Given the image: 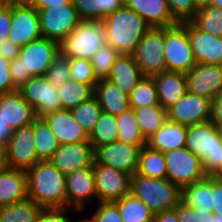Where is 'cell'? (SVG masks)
<instances>
[{"label":"cell","mask_w":222,"mask_h":222,"mask_svg":"<svg viewBox=\"0 0 222 222\" xmlns=\"http://www.w3.org/2000/svg\"><path fill=\"white\" fill-rule=\"evenodd\" d=\"M73 117L89 135L95 127L96 122L102 113V109L95 96L80 103L71 109Z\"/></svg>","instance_id":"cell-41"},{"label":"cell","mask_w":222,"mask_h":222,"mask_svg":"<svg viewBox=\"0 0 222 222\" xmlns=\"http://www.w3.org/2000/svg\"><path fill=\"white\" fill-rule=\"evenodd\" d=\"M142 147L115 141L98 147L94 151V159L99 164L133 175L138 168L139 154Z\"/></svg>","instance_id":"cell-15"},{"label":"cell","mask_w":222,"mask_h":222,"mask_svg":"<svg viewBox=\"0 0 222 222\" xmlns=\"http://www.w3.org/2000/svg\"><path fill=\"white\" fill-rule=\"evenodd\" d=\"M118 141V122L116 116L102 112L95 127L89 134V142L93 150L98 147Z\"/></svg>","instance_id":"cell-36"},{"label":"cell","mask_w":222,"mask_h":222,"mask_svg":"<svg viewBox=\"0 0 222 222\" xmlns=\"http://www.w3.org/2000/svg\"><path fill=\"white\" fill-rule=\"evenodd\" d=\"M133 110L145 140L157 132L168 119L167 110L160 104L143 106Z\"/></svg>","instance_id":"cell-32"},{"label":"cell","mask_w":222,"mask_h":222,"mask_svg":"<svg viewBox=\"0 0 222 222\" xmlns=\"http://www.w3.org/2000/svg\"><path fill=\"white\" fill-rule=\"evenodd\" d=\"M94 96L102 112L110 115L117 116L130 108L128 95L108 79L98 80L94 87Z\"/></svg>","instance_id":"cell-28"},{"label":"cell","mask_w":222,"mask_h":222,"mask_svg":"<svg viewBox=\"0 0 222 222\" xmlns=\"http://www.w3.org/2000/svg\"><path fill=\"white\" fill-rule=\"evenodd\" d=\"M97 202H113L130 194L131 176L93 161Z\"/></svg>","instance_id":"cell-12"},{"label":"cell","mask_w":222,"mask_h":222,"mask_svg":"<svg viewBox=\"0 0 222 222\" xmlns=\"http://www.w3.org/2000/svg\"><path fill=\"white\" fill-rule=\"evenodd\" d=\"M118 122V141L132 146H145L146 140L142 136L134 110L128 108L116 116Z\"/></svg>","instance_id":"cell-38"},{"label":"cell","mask_w":222,"mask_h":222,"mask_svg":"<svg viewBox=\"0 0 222 222\" xmlns=\"http://www.w3.org/2000/svg\"><path fill=\"white\" fill-rule=\"evenodd\" d=\"M96 205V206H95ZM91 212L96 222H123L118 207L113 202H97Z\"/></svg>","instance_id":"cell-46"},{"label":"cell","mask_w":222,"mask_h":222,"mask_svg":"<svg viewBox=\"0 0 222 222\" xmlns=\"http://www.w3.org/2000/svg\"><path fill=\"white\" fill-rule=\"evenodd\" d=\"M41 37L38 10L33 6H12L8 40L21 48Z\"/></svg>","instance_id":"cell-17"},{"label":"cell","mask_w":222,"mask_h":222,"mask_svg":"<svg viewBox=\"0 0 222 222\" xmlns=\"http://www.w3.org/2000/svg\"><path fill=\"white\" fill-rule=\"evenodd\" d=\"M60 145L89 141V135L73 117L70 109H59L42 117Z\"/></svg>","instance_id":"cell-21"},{"label":"cell","mask_w":222,"mask_h":222,"mask_svg":"<svg viewBox=\"0 0 222 222\" xmlns=\"http://www.w3.org/2000/svg\"><path fill=\"white\" fill-rule=\"evenodd\" d=\"M210 120L213 124L222 129V91L212 99Z\"/></svg>","instance_id":"cell-52"},{"label":"cell","mask_w":222,"mask_h":222,"mask_svg":"<svg viewBox=\"0 0 222 222\" xmlns=\"http://www.w3.org/2000/svg\"><path fill=\"white\" fill-rule=\"evenodd\" d=\"M69 70L71 80L84 84H90L93 88L98 82L95 77L91 61L89 59H70Z\"/></svg>","instance_id":"cell-44"},{"label":"cell","mask_w":222,"mask_h":222,"mask_svg":"<svg viewBox=\"0 0 222 222\" xmlns=\"http://www.w3.org/2000/svg\"><path fill=\"white\" fill-rule=\"evenodd\" d=\"M0 115L12 131L33 123L37 118L33 107L18 91L0 94Z\"/></svg>","instance_id":"cell-22"},{"label":"cell","mask_w":222,"mask_h":222,"mask_svg":"<svg viewBox=\"0 0 222 222\" xmlns=\"http://www.w3.org/2000/svg\"><path fill=\"white\" fill-rule=\"evenodd\" d=\"M187 91L212 100L222 91V65L196 64L187 73Z\"/></svg>","instance_id":"cell-18"},{"label":"cell","mask_w":222,"mask_h":222,"mask_svg":"<svg viewBox=\"0 0 222 222\" xmlns=\"http://www.w3.org/2000/svg\"><path fill=\"white\" fill-rule=\"evenodd\" d=\"M11 21H12V6L5 5L0 0V44L5 40H8Z\"/></svg>","instance_id":"cell-51"},{"label":"cell","mask_w":222,"mask_h":222,"mask_svg":"<svg viewBox=\"0 0 222 222\" xmlns=\"http://www.w3.org/2000/svg\"><path fill=\"white\" fill-rule=\"evenodd\" d=\"M8 6H34L35 0H1Z\"/></svg>","instance_id":"cell-59"},{"label":"cell","mask_w":222,"mask_h":222,"mask_svg":"<svg viewBox=\"0 0 222 222\" xmlns=\"http://www.w3.org/2000/svg\"><path fill=\"white\" fill-rule=\"evenodd\" d=\"M58 95L62 108L71 110L93 97L94 88L90 84L69 79L58 89Z\"/></svg>","instance_id":"cell-37"},{"label":"cell","mask_w":222,"mask_h":222,"mask_svg":"<svg viewBox=\"0 0 222 222\" xmlns=\"http://www.w3.org/2000/svg\"><path fill=\"white\" fill-rule=\"evenodd\" d=\"M7 168L27 171L39 162L36 155L33 123L12 131L4 147Z\"/></svg>","instance_id":"cell-9"},{"label":"cell","mask_w":222,"mask_h":222,"mask_svg":"<svg viewBox=\"0 0 222 222\" xmlns=\"http://www.w3.org/2000/svg\"><path fill=\"white\" fill-rule=\"evenodd\" d=\"M136 174L147 178H166L167 168L163 152L143 146Z\"/></svg>","instance_id":"cell-34"},{"label":"cell","mask_w":222,"mask_h":222,"mask_svg":"<svg viewBox=\"0 0 222 222\" xmlns=\"http://www.w3.org/2000/svg\"><path fill=\"white\" fill-rule=\"evenodd\" d=\"M125 6L144 18L151 27L178 24L170 13L167 0H125Z\"/></svg>","instance_id":"cell-23"},{"label":"cell","mask_w":222,"mask_h":222,"mask_svg":"<svg viewBox=\"0 0 222 222\" xmlns=\"http://www.w3.org/2000/svg\"><path fill=\"white\" fill-rule=\"evenodd\" d=\"M42 37L62 42L81 22L75 7L69 3L38 11Z\"/></svg>","instance_id":"cell-10"},{"label":"cell","mask_w":222,"mask_h":222,"mask_svg":"<svg viewBox=\"0 0 222 222\" xmlns=\"http://www.w3.org/2000/svg\"><path fill=\"white\" fill-rule=\"evenodd\" d=\"M119 54L112 46L106 43L91 57L90 61L97 80L109 77Z\"/></svg>","instance_id":"cell-42"},{"label":"cell","mask_w":222,"mask_h":222,"mask_svg":"<svg viewBox=\"0 0 222 222\" xmlns=\"http://www.w3.org/2000/svg\"><path fill=\"white\" fill-rule=\"evenodd\" d=\"M212 100L189 91L167 109L168 120L191 126L211 119Z\"/></svg>","instance_id":"cell-14"},{"label":"cell","mask_w":222,"mask_h":222,"mask_svg":"<svg viewBox=\"0 0 222 222\" xmlns=\"http://www.w3.org/2000/svg\"><path fill=\"white\" fill-rule=\"evenodd\" d=\"M81 20L103 21L107 15L125 6V0H72Z\"/></svg>","instance_id":"cell-30"},{"label":"cell","mask_w":222,"mask_h":222,"mask_svg":"<svg viewBox=\"0 0 222 222\" xmlns=\"http://www.w3.org/2000/svg\"><path fill=\"white\" fill-rule=\"evenodd\" d=\"M195 4L198 10L212 5V0H195Z\"/></svg>","instance_id":"cell-61"},{"label":"cell","mask_w":222,"mask_h":222,"mask_svg":"<svg viewBox=\"0 0 222 222\" xmlns=\"http://www.w3.org/2000/svg\"><path fill=\"white\" fill-rule=\"evenodd\" d=\"M70 58L60 50L53 57L51 65L45 73V77L51 82L55 89H59L70 79L69 70Z\"/></svg>","instance_id":"cell-43"},{"label":"cell","mask_w":222,"mask_h":222,"mask_svg":"<svg viewBox=\"0 0 222 222\" xmlns=\"http://www.w3.org/2000/svg\"><path fill=\"white\" fill-rule=\"evenodd\" d=\"M58 51V42L41 37L22 46L18 57L22 60L25 71H29L32 77L45 76Z\"/></svg>","instance_id":"cell-16"},{"label":"cell","mask_w":222,"mask_h":222,"mask_svg":"<svg viewBox=\"0 0 222 222\" xmlns=\"http://www.w3.org/2000/svg\"><path fill=\"white\" fill-rule=\"evenodd\" d=\"M20 47L10 40H5L0 44V55L9 61L19 56Z\"/></svg>","instance_id":"cell-54"},{"label":"cell","mask_w":222,"mask_h":222,"mask_svg":"<svg viewBox=\"0 0 222 222\" xmlns=\"http://www.w3.org/2000/svg\"><path fill=\"white\" fill-rule=\"evenodd\" d=\"M43 208L30 198L0 207V222H38Z\"/></svg>","instance_id":"cell-35"},{"label":"cell","mask_w":222,"mask_h":222,"mask_svg":"<svg viewBox=\"0 0 222 222\" xmlns=\"http://www.w3.org/2000/svg\"><path fill=\"white\" fill-rule=\"evenodd\" d=\"M186 148L202 160L207 176L220 165L222 130L211 120L187 127Z\"/></svg>","instance_id":"cell-4"},{"label":"cell","mask_w":222,"mask_h":222,"mask_svg":"<svg viewBox=\"0 0 222 222\" xmlns=\"http://www.w3.org/2000/svg\"><path fill=\"white\" fill-rule=\"evenodd\" d=\"M33 133L38 160L50 161L60 144L49 125L42 117H37L34 120Z\"/></svg>","instance_id":"cell-31"},{"label":"cell","mask_w":222,"mask_h":222,"mask_svg":"<svg viewBox=\"0 0 222 222\" xmlns=\"http://www.w3.org/2000/svg\"><path fill=\"white\" fill-rule=\"evenodd\" d=\"M165 27H151L131 54L144 76L167 71L164 57Z\"/></svg>","instance_id":"cell-6"},{"label":"cell","mask_w":222,"mask_h":222,"mask_svg":"<svg viewBox=\"0 0 222 222\" xmlns=\"http://www.w3.org/2000/svg\"><path fill=\"white\" fill-rule=\"evenodd\" d=\"M210 222H222V216L213 213L210 216Z\"/></svg>","instance_id":"cell-63"},{"label":"cell","mask_w":222,"mask_h":222,"mask_svg":"<svg viewBox=\"0 0 222 222\" xmlns=\"http://www.w3.org/2000/svg\"><path fill=\"white\" fill-rule=\"evenodd\" d=\"M213 213L222 216V179L213 177Z\"/></svg>","instance_id":"cell-53"},{"label":"cell","mask_w":222,"mask_h":222,"mask_svg":"<svg viewBox=\"0 0 222 222\" xmlns=\"http://www.w3.org/2000/svg\"><path fill=\"white\" fill-rule=\"evenodd\" d=\"M153 80L157 88L159 104L166 110L187 92L185 73L166 71L154 75Z\"/></svg>","instance_id":"cell-25"},{"label":"cell","mask_w":222,"mask_h":222,"mask_svg":"<svg viewBox=\"0 0 222 222\" xmlns=\"http://www.w3.org/2000/svg\"><path fill=\"white\" fill-rule=\"evenodd\" d=\"M212 212L188 207L182 201L177 205L178 222H210Z\"/></svg>","instance_id":"cell-47"},{"label":"cell","mask_w":222,"mask_h":222,"mask_svg":"<svg viewBox=\"0 0 222 222\" xmlns=\"http://www.w3.org/2000/svg\"><path fill=\"white\" fill-rule=\"evenodd\" d=\"M106 43L103 21L81 20L76 28L59 43V50L70 59L90 60Z\"/></svg>","instance_id":"cell-5"},{"label":"cell","mask_w":222,"mask_h":222,"mask_svg":"<svg viewBox=\"0 0 222 222\" xmlns=\"http://www.w3.org/2000/svg\"><path fill=\"white\" fill-rule=\"evenodd\" d=\"M10 71L13 87L19 90L32 76L29 71H25L22 60L16 57L10 61Z\"/></svg>","instance_id":"cell-49"},{"label":"cell","mask_w":222,"mask_h":222,"mask_svg":"<svg viewBox=\"0 0 222 222\" xmlns=\"http://www.w3.org/2000/svg\"><path fill=\"white\" fill-rule=\"evenodd\" d=\"M172 17L178 22L191 21L198 9L195 0H167Z\"/></svg>","instance_id":"cell-45"},{"label":"cell","mask_w":222,"mask_h":222,"mask_svg":"<svg viewBox=\"0 0 222 222\" xmlns=\"http://www.w3.org/2000/svg\"><path fill=\"white\" fill-rule=\"evenodd\" d=\"M12 134L11 128L0 115V147L4 148Z\"/></svg>","instance_id":"cell-57"},{"label":"cell","mask_w":222,"mask_h":222,"mask_svg":"<svg viewBox=\"0 0 222 222\" xmlns=\"http://www.w3.org/2000/svg\"><path fill=\"white\" fill-rule=\"evenodd\" d=\"M75 211L70 208H43L38 222H68ZM69 214V215H68Z\"/></svg>","instance_id":"cell-48"},{"label":"cell","mask_w":222,"mask_h":222,"mask_svg":"<svg viewBox=\"0 0 222 222\" xmlns=\"http://www.w3.org/2000/svg\"><path fill=\"white\" fill-rule=\"evenodd\" d=\"M106 42L120 54H132L151 26L133 10L124 6L103 20Z\"/></svg>","instance_id":"cell-2"},{"label":"cell","mask_w":222,"mask_h":222,"mask_svg":"<svg viewBox=\"0 0 222 222\" xmlns=\"http://www.w3.org/2000/svg\"><path fill=\"white\" fill-rule=\"evenodd\" d=\"M17 91L33 107L37 117L62 109L58 90L45 76L31 77Z\"/></svg>","instance_id":"cell-13"},{"label":"cell","mask_w":222,"mask_h":222,"mask_svg":"<svg viewBox=\"0 0 222 222\" xmlns=\"http://www.w3.org/2000/svg\"><path fill=\"white\" fill-rule=\"evenodd\" d=\"M212 5L222 8V0H212Z\"/></svg>","instance_id":"cell-64"},{"label":"cell","mask_w":222,"mask_h":222,"mask_svg":"<svg viewBox=\"0 0 222 222\" xmlns=\"http://www.w3.org/2000/svg\"><path fill=\"white\" fill-rule=\"evenodd\" d=\"M26 173L28 198L42 208L67 207L66 175L51 161H39Z\"/></svg>","instance_id":"cell-1"},{"label":"cell","mask_w":222,"mask_h":222,"mask_svg":"<svg viewBox=\"0 0 222 222\" xmlns=\"http://www.w3.org/2000/svg\"><path fill=\"white\" fill-rule=\"evenodd\" d=\"M123 222H153L155 213L131 193L113 201Z\"/></svg>","instance_id":"cell-33"},{"label":"cell","mask_w":222,"mask_h":222,"mask_svg":"<svg viewBox=\"0 0 222 222\" xmlns=\"http://www.w3.org/2000/svg\"><path fill=\"white\" fill-rule=\"evenodd\" d=\"M72 0H35L34 6L38 11L52 7L71 3Z\"/></svg>","instance_id":"cell-56"},{"label":"cell","mask_w":222,"mask_h":222,"mask_svg":"<svg viewBox=\"0 0 222 222\" xmlns=\"http://www.w3.org/2000/svg\"><path fill=\"white\" fill-rule=\"evenodd\" d=\"M130 193L139 198L155 214L174 209L181 202L182 190L167 178L131 176Z\"/></svg>","instance_id":"cell-3"},{"label":"cell","mask_w":222,"mask_h":222,"mask_svg":"<svg viewBox=\"0 0 222 222\" xmlns=\"http://www.w3.org/2000/svg\"><path fill=\"white\" fill-rule=\"evenodd\" d=\"M66 191L67 208L74 211H89V206L97 203L93 164L67 174Z\"/></svg>","instance_id":"cell-11"},{"label":"cell","mask_w":222,"mask_h":222,"mask_svg":"<svg viewBox=\"0 0 222 222\" xmlns=\"http://www.w3.org/2000/svg\"><path fill=\"white\" fill-rule=\"evenodd\" d=\"M143 76L131 54H119L107 79L129 96Z\"/></svg>","instance_id":"cell-27"},{"label":"cell","mask_w":222,"mask_h":222,"mask_svg":"<svg viewBox=\"0 0 222 222\" xmlns=\"http://www.w3.org/2000/svg\"><path fill=\"white\" fill-rule=\"evenodd\" d=\"M153 222H178L177 206L174 209L156 213Z\"/></svg>","instance_id":"cell-55"},{"label":"cell","mask_w":222,"mask_h":222,"mask_svg":"<svg viewBox=\"0 0 222 222\" xmlns=\"http://www.w3.org/2000/svg\"><path fill=\"white\" fill-rule=\"evenodd\" d=\"M10 61L0 55V94L17 91L13 87Z\"/></svg>","instance_id":"cell-50"},{"label":"cell","mask_w":222,"mask_h":222,"mask_svg":"<svg viewBox=\"0 0 222 222\" xmlns=\"http://www.w3.org/2000/svg\"><path fill=\"white\" fill-rule=\"evenodd\" d=\"M6 167L5 165V156L4 148L0 147V172Z\"/></svg>","instance_id":"cell-62"},{"label":"cell","mask_w":222,"mask_h":222,"mask_svg":"<svg viewBox=\"0 0 222 222\" xmlns=\"http://www.w3.org/2000/svg\"><path fill=\"white\" fill-rule=\"evenodd\" d=\"M166 161V178L181 190L207 177L202 160L186 147L163 153Z\"/></svg>","instance_id":"cell-8"},{"label":"cell","mask_w":222,"mask_h":222,"mask_svg":"<svg viewBox=\"0 0 222 222\" xmlns=\"http://www.w3.org/2000/svg\"><path fill=\"white\" fill-rule=\"evenodd\" d=\"M28 198L27 173L5 167L0 172V207Z\"/></svg>","instance_id":"cell-24"},{"label":"cell","mask_w":222,"mask_h":222,"mask_svg":"<svg viewBox=\"0 0 222 222\" xmlns=\"http://www.w3.org/2000/svg\"><path fill=\"white\" fill-rule=\"evenodd\" d=\"M132 109L159 104L158 94L153 77L143 76L128 96Z\"/></svg>","instance_id":"cell-40"},{"label":"cell","mask_w":222,"mask_h":222,"mask_svg":"<svg viewBox=\"0 0 222 222\" xmlns=\"http://www.w3.org/2000/svg\"><path fill=\"white\" fill-rule=\"evenodd\" d=\"M186 31L197 64L222 65V37L201 31L191 21H186Z\"/></svg>","instance_id":"cell-20"},{"label":"cell","mask_w":222,"mask_h":222,"mask_svg":"<svg viewBox=\"0 0 222 222\" xmlns=\"http://www.w3.org/2000/svg\"><path fill=\"white\" fill-rule=\"evenodd\" d=\"M85 214H84V213ZM77 213V214H76ZM79 214H80V217H79ZM85 216H84V215ZM75 215H78L79 218H77V220L75 219ZM83 215V217L81 216ZM87 215V216H86ZM89 215V216H88ZM82 217V218H81ZM96 222L95 219L89 214H86V211H75V214H73V218L72 217H69V221L68 222Z\"/></svg>","instance_id":"cell-58"},{"label":"cell","mask_w":222,"mask_h":222,"mask_svg":"<svg viewBox=\"0 0 222 222\" xmlns=\"http://www.w3.org/2000/svg\"><path fill=\"white\" fill-rule=\"evenodd\" d=\"M191 22L201 31L222 37V8L210 5L196 13Z\"/></svg>","instance_id":"cell-39"},{"label":"cell","mask_w":222,"mask_h":222,"mask_svg":"<svg viewBox=\"0 0 222 222\" xmlns=\"http://www.w3.org/2000/svg\"><path fill=\"white\" fill-rule=\"evenodd\" d=\"M164 57L169 72L187 73L197 64L186 31V22L165 27Z\"/></svg>","instance_id":"cell-7"},{"label":"cell","mask_w":222,"mask_h":222,"mask_svg":"<svg viewBox=\"0 0 222 222\" xmlns=\"http://www.w3.org/2000/svg\"><path fill=\"white\" fill-rule=\"evenodd\" d=\"M186 137L187 126L167 119L164 125L146 140V145L164 153L186 147Z\"/></svg>","instance_id":"cell-26"},{"label":"cell","mask_w":222,"mask_h":222,"mask_svg":"<svg viewBox=\"0 0 222 222\" xmlns=\"http://www.w3.org/2000/svg\"><path fill=\"white\" fill-rule=\"evenodd\" d=\"M210 176L218 178V179H222V149H221V156H220V165Z\"/></svg>","instance_id":"cell-60"},{"label":"cell","mask_w":222,"mask_h":222,"mask_svg":"<svg viewBox=\"0 0 222 222\" xmlns=\"http://www.w3.org/2000/svg\"><path fill=\"white\" fill-rule=\"evenodd\" d=\"M51 163L64 175L89 167L94 161V150L89 141L60 145Z\"/></svg>","instance_id":"cell-19"},{"label":"cell","mask_w":222,"mask_h":222,"mask_svg":"<svg viewBox=\"0 0 222 222\" xmlns=\"http://www.w3.org/2000/svg\"><path fill=\"white\" fill-rule=\"evenodd\" d=\"M181 201L188 207L198 208L213 213V177L206 178L185 186Z\"/></svg>","instance_id":"cell-29"}]
</instances>
